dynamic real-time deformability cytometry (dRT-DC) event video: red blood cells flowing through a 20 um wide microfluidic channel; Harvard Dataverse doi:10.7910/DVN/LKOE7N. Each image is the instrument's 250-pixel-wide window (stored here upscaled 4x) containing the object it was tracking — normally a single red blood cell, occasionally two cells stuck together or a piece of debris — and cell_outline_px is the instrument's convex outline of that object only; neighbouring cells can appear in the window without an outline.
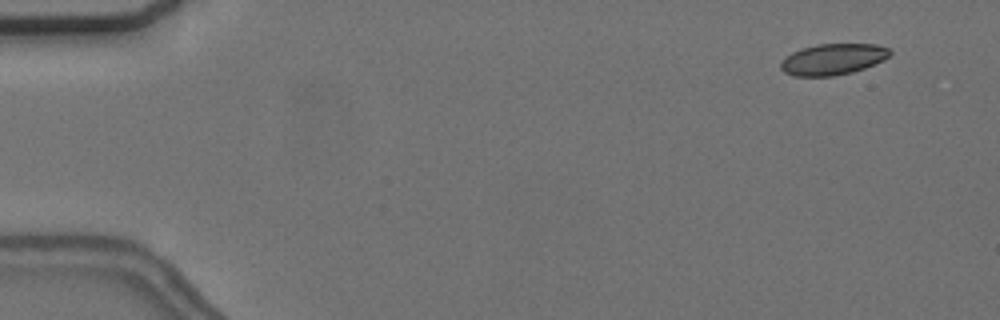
{"species": "common noctule bat (a hibernating species)", "species_latin": "Nyctalus noctula", "temperature_condition": "cold", "stored_images_in_passage": 47, "camera_frame_rate_fps": 3000, "um_per_image_px": 0.085, "animal": {"sex": "female", "body_mass_g": 24.6, "forearm_length_mm": 56.2}, "frame": {"image": 1, "passage_image": 5, "time_ms": 1.333, "image_size_px": [1000, 320], "cell_outline_px": [[892, 52], [884, 60], [864, 68], [852, 72], [832, 76], [792, 76], [784, 72], [780, 68], [780, 64], [792, 52], [800, 48], [816, 44], [876, 44], [888, 48]], "centroid_in_image_um": [70.79, 5.03], "position_along_channel_um": 14.2, "area_um2": 19.77}}
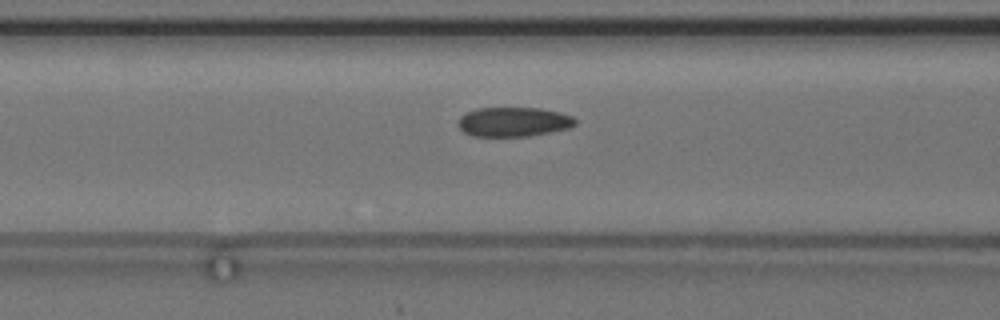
{"frame": {"image": 2, "passage_image": 24, "time_ms": 7.667, "image_size_px": [1000, 320], "cell_outline_px": [[576, 124], [568, 128], [528, 136], [472, 136], [464, 132], [460, 128], [460, 116], [476, 108], [540, 108], [560, 112], [572, 116], [576, 120]], "centroid_in_image_um": [43.66, 10.35], "position_along_channel_um": 122.9, "area_um2": 19.88}}
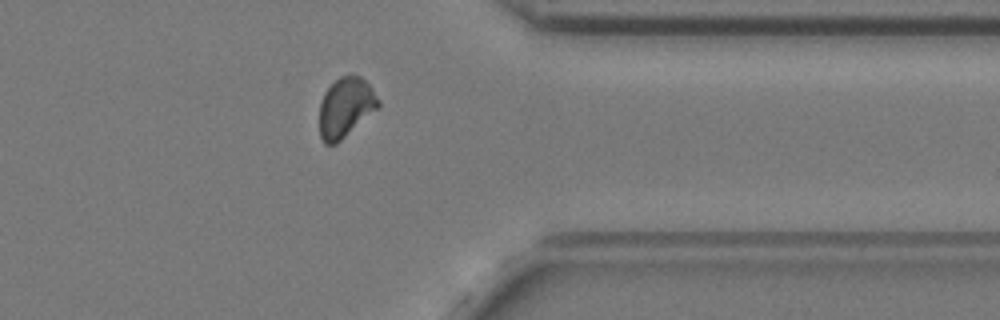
{"frame": {"image": 3, "passage_image": 46, "time_ms": 15.0, "image_size_px": [1000, 320], "cell_outline_px": [[380, 104], [376, 108], [336, 144], [324, 144], [320, 136], [320, 100], [324, 92], [340, 76], [360, 76], [372, 88], [380, 100]], "centroid_in_image_um": [29.35, 9.12], "position_along_channel_um": 382.1, "area_um2": 20.0}, "authors_computed_cell_mechanics": {"area_um2": 20.808, "velocity_mm_per_s": 3.6626, "shape_relaxation_time_tau1_ms": 6.3156, "shape_relaxation_time_tau2_ms": 1.9117, "deformation_change_tau1": 0.1173, "deformation_change_tau2": 0.0504}}